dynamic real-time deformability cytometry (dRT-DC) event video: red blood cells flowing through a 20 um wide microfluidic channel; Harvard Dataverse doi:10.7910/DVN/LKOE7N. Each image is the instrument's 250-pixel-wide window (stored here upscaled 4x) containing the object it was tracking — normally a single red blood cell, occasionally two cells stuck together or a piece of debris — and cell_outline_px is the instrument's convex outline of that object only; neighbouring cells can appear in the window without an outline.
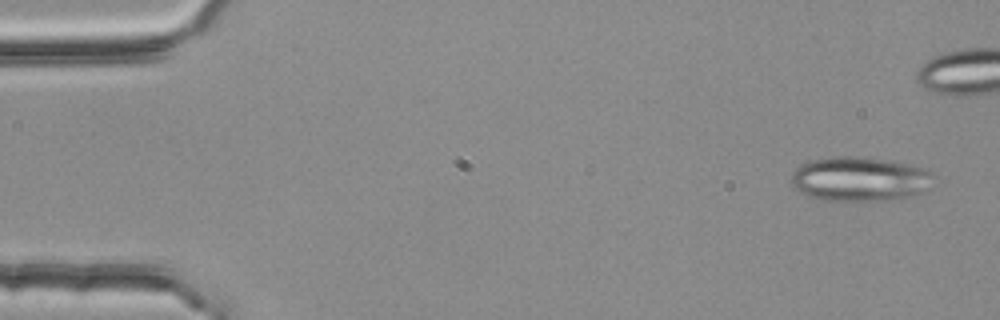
{"species": "common noctule bat (a hibernating species)", "species_latin": "Nyctalus noctula", "temperature_condition": "room temperature", "stored_images_in_passage": 6, "camera_frame_rate_fps": 3000, "um_per_image_px": 0.085, "animal": {"sex": "female", "body_mass_g": 25.1}, "frame": {"image": 1, "passage_image": 1, "time_ms": 0.0, "image_size_px": [1000, 320], "cell_outline_px": [[932, 172], [928, 188], [924, 192], [912, 196], [888, 200], [820, 200], [808, 196], [800, 192], [792, 184], [792, 172], [800, 164], [812, 160], [832, 156], [852, 156], [884, 160], [924, 168]], "centroid_in_image_um": [73.03, 15.22], "position_along_channel_um": 12.0, "area_um2": 36.47}}